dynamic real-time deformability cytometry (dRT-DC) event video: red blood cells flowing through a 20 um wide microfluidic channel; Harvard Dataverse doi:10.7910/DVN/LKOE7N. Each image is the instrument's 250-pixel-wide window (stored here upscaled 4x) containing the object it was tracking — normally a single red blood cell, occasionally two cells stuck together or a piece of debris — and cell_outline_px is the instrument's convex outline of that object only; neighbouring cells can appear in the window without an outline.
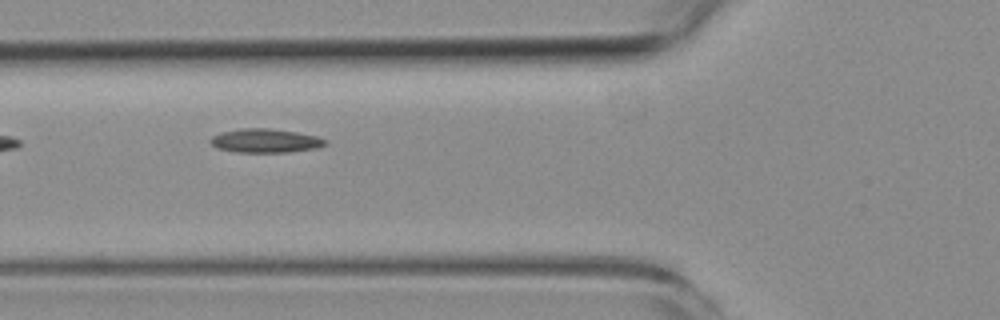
{"species": "common noctule bat (a hibernating species)", "species_latin": "Nyctalus noctula", "temperature_condition": "room temperature", "stored_images_in_passage": 15, "camera_frame_rate_fps": 3000, "um_per_image_px": 0.085, "animal": {"sex": "female", "body_mass_g": 19.3, "forearm_length_mm": 54.1}, "frame": {"image": 1, "passage_image": 6, "time_ms": 6.667, "image_size_px": [1000, 320], "cell_outline_px": [[328, 144], [316, 148], [288, 152], [236, 152], [216, 148], [208, 140], [212, 136], [220, 132], [240, 128], [268, 128], [296, 132], [316, 136], [328, 140]], "centroid_in_image_um": [22.53, 11.96], "position_along_channel_um": 103.3, "area_um2": 16.07}}
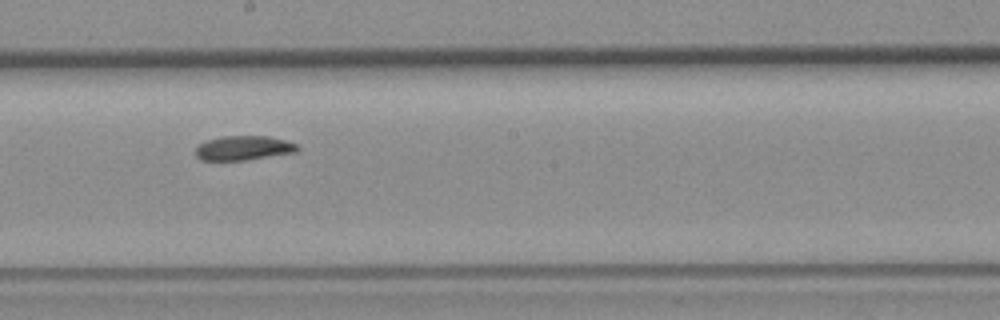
{"frame": {"image": 2, "passage_image": 9, "time_ms": 10.0, "image_size_px": [1000, 320], "cell_outline_px": [[300, 148], [296, 152], [244, 160], [200, 160], [196, 156], [196, 148], [200, 144], [208, 140], [220, 136], [268, 136], [284, 140], [296, 144]], "centroid_in_image_um": [20.69, 12.58], "position_along_channel_um": 227.5, "area_um2": 14.33}}
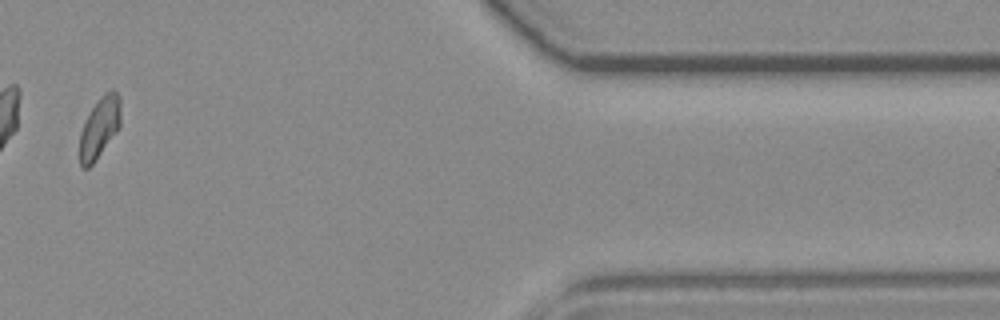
{"frame": {"image": 3, "passage_image": 14, "time_ms": 16.0, "image_size_px": [1000, 320], "cell_outline_px": [[120, 124], [116, 132], [96, 160], [88, 168], [84, 168], [80, 164], [80, 132], [84, 120], [100, 96], [112, 88], [120, 96]], "centroid_in_image_um": [8.46, 10.82], "position_along_channel_um": 402.9, "area_um2": 14.51}}